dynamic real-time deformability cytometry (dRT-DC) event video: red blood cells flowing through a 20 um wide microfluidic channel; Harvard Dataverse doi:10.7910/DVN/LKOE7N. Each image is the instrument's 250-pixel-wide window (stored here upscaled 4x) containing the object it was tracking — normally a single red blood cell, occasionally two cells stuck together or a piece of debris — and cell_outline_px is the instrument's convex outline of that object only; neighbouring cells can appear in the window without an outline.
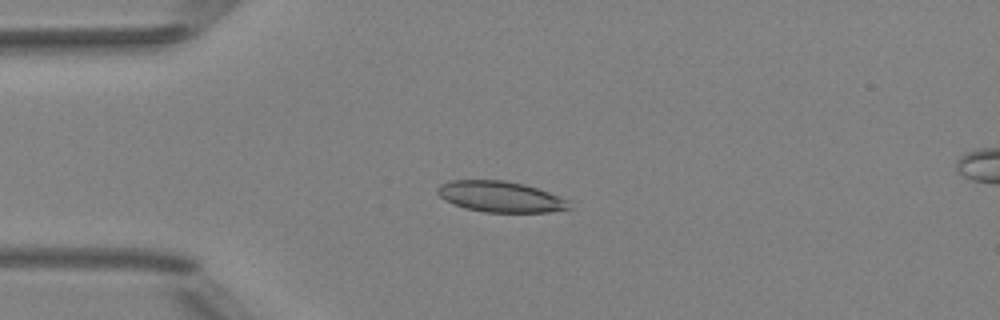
{"species": "Egyptian fruit bat (a non-hibernating species)", "species_latin": "Rousettus aegyptiacus", "temperature_condition": "room temperature", "stored_images_in_passage": 39, "camera_frame_rate_fps": 3000, "um_per_image_px": 0.085, "animal": {"sex": "female"}, "frame": {"image": 1, "passage_image": 1, "time_ms": 0.0, "image_size_px": [1000, 320], "cell_outline_px": [[572, 208], [548, 212], [484, 212], [464, 208], [452, 204], [444, 200], [436, 192], [436, 188], [440, 184], [452, 180], [504, 180], [524, 184], [548, 192], [568, 200]], "centroid_in_image_um": [42.49, 16.72], "position_along_channel_um": 42.5, "area_um2": 23.76}}
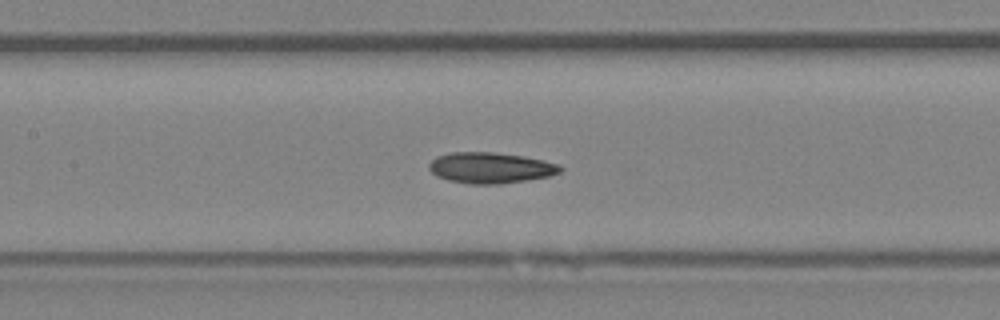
{"frame": {"image": 2, "passage_image": 12, "time_ms": 3.667, "image_size_px": [1000, 320], "cell_outline_px": [[564, 168], [560, 172], [548, 176], [528, 180], [500, 184], [468, 184], [448, 180], [436, 176], [428, 168], [428, 164], [436, 156], [452, 152], [492, 152], [524, 156], [544, 160], [560, 164]], "centroid_in_image_um": [41.69, 14.26], "position_along_channel_um": 165.7, "area_um2": 23.81}}
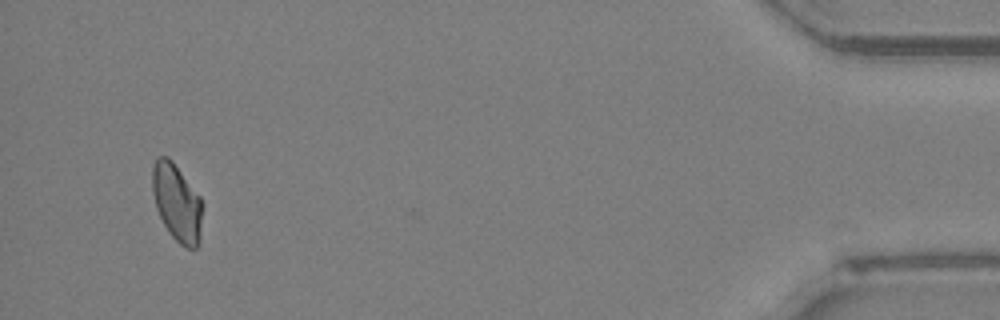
{"frame": {"image": 3, "passage_image": 37, "time_ms": 12.0, "image_size_px": [1000, 320], "cell_outline_px": [[200, 244], [196, 248], [188, 248], [180, 244], [168, 232], [156, 208], [152, 192], [152, 168], [156, 156], [168, 156], [172, 160], [200, 196]], "centroid_in_image_um": [15.0, 17.19], "position_along_channel_um": 420.2, "area_um2": 22.37}, "authors_computed_cell_mechanics": {"area_um2": 22.9466, "velocity_mm_per_s": 3.9939, "shape_relaxation_time_tau1_ms": 9.7936, "shape_relaxation_time_tau2_ms": 2.7104, "deformation_change_tau1": 0.1838, "deformation_change_tau2": 0.0794}}